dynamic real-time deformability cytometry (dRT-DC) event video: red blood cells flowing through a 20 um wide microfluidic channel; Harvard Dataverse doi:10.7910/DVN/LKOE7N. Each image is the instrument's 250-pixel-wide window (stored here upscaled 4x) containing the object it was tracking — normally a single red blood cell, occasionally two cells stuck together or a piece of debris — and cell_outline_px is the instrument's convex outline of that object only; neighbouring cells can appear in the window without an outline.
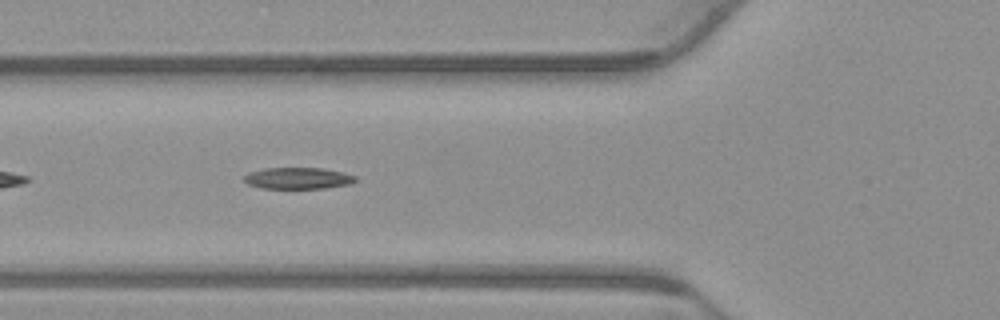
{"species": "common noctule bat (a hibernating species)", "species_latin": "Nyctalus noctula", "temperature_condition": "warm", "stored_images_in_passage": 20, "camera_frame_rate_fps": 3000, "um_per_image_px": 0.085, "animal": {"sex": "male", "body_mass_g": 23.1, "forearm_length_mm": 52.7}, "frame": {"image": 1, "passage_image": 6, "time_ms": 1.667, "image_size_px": [1000, 320], "cell_outline_px": [[356, 180], [352, 184], [324, 188], [264, 188], [248, 184], [244, 180], [244, 176], [248, 172], [264, 168], [324, 168], [344, 172], [356, 176]], "centroid_in_image_um": [25.36, 15.14], "position_along_channel_um": 100.4, "area_um2": 13.99}}
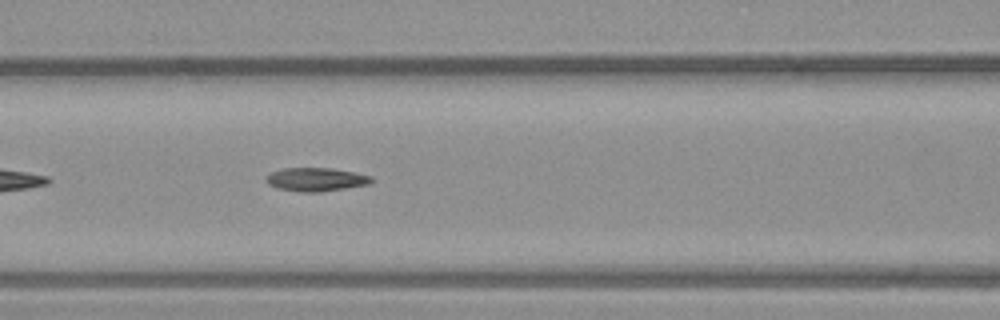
{"frame": {"image": 2, "passage_image": 9, "time_ms": 2.667, "image_size_px": [1000, 320], "cell_outline_px": [[376, 180], [372, 184], [320, 192], [300, 192], [276, 188], [268, 184], [268, 176], [272, 172], [284, 168], [332, 168], [372, 176]], "centroid_in_image_um": [26.94, 15.26], "position_along_channel_um": 139.7, "area_um2": 14.45}}
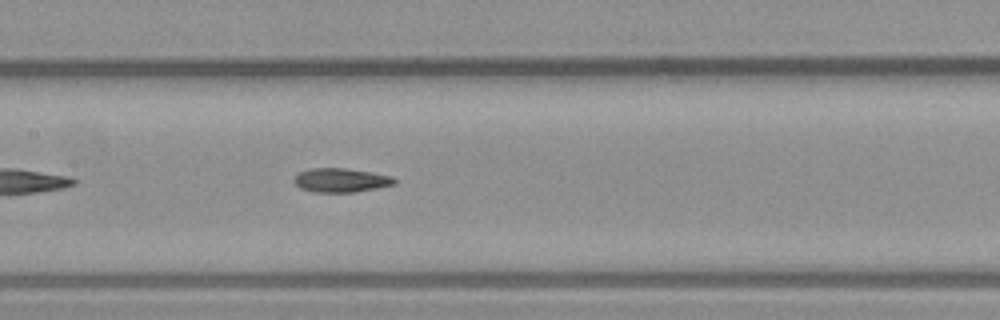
{"frame": {"image": 3, "passage_image": 12, "time_ms": 3.667, "image_size_px": [1000, 320], "cell_outline_px": [[396, 184], [356, 192], [312, 192], [300, 188], [292, 180], [300, 172], [312, 168], [344, 168], [392, 176], [396, 180]], "centroid_in_image_um": [28.97, 15.33], "position_along_channel_um": 178.4, "area_um2": 13.93}}